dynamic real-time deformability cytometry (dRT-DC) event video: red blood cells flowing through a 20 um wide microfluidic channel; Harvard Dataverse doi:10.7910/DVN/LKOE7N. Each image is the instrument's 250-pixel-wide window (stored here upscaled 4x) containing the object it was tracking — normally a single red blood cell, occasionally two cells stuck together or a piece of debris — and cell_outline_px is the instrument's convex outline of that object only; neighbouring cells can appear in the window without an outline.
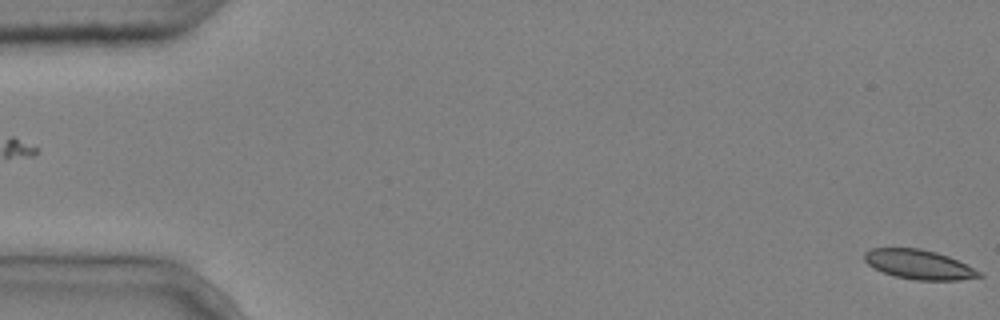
{"species": "common noctule bat (a hibernating species)", "species_latin": "Nyctalus noctula", "temperature_condition": "cold", "stored_images_in_passage": 2, "camera_frame_rate_fps": 3000, "um_per_image_px": 0.085, "animal": {"sex": "male", "body_mass_g": 20.4}, "frame": {"image": 1, "passage_image": 2, "time_ms": 0.333, "image_size_px": [1000, 320], "cell_outline_px": [[984, 276], [960, 280], [916, 280], [896, 276], [884, 272], [868, 264], [864, 260], [864, 252], [872, 248], [920, 248], [936, 252], [948, 256], [984, 272]], "centroid_in_image_um": [78.16, 22.48], "position_along_channel_um": 6.8, "area_um2": 19.65}}